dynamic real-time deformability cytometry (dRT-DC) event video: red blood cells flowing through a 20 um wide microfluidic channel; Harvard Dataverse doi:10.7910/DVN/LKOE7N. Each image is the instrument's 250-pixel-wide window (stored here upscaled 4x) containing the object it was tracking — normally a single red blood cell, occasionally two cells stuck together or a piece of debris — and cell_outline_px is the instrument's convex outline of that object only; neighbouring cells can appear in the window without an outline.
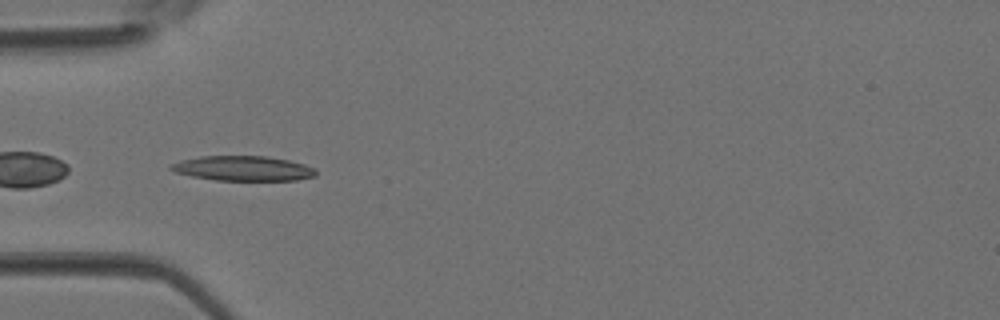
{"species": "Egyptian fruit bat (a non-hibernating species)", "species_latin": "Rousettus aegyptiacus", "temperature_condition": "room temperature", "stored_images_in_passage": 34, "camera_frame_rate_fps": 3000, "um_per_image_px": 0.085, "animal": {"sex": "female"}, "frame": {"image": 1, "passage_image": 6, "time_ms": 1.667, "image_size_px": [1000, 320], "cell_outline_px": [[316, 176], [296, 180], [216, 180], [192, 176], [176, 172], [168, 168], [172, 164], [180, 160], [200, 156], [268, 156], [288, 160], [304, 164], [316, 168]], "centroid_in_image_um": [20.68, 14.31], "position_along_channel_um": 64.3, "area_um2": 20.98}}
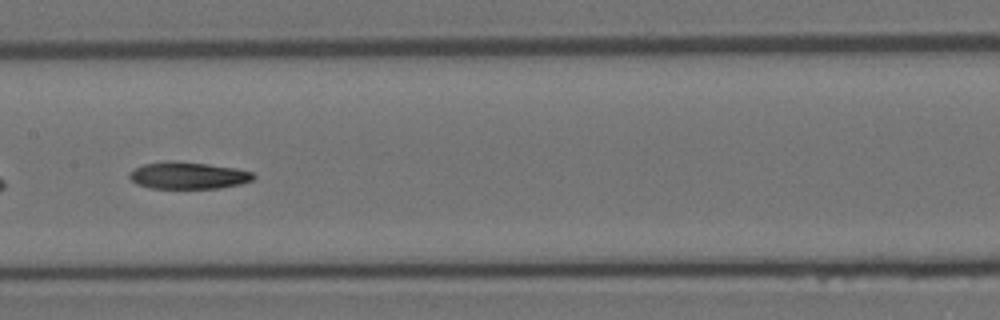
{"frame": {"image": 2, "passage_image": 14, "time_ms": 4.333, "image_size_px": [1000, 320], "cell_outline_px": [[256, 176], [252, 180], [240, 184], [220, 188], [148, 188], [136, 184], [128, 176], [128, 172], [144, 164], [168, 160], [172, 160], [208, 164], [236, 168], [252, 172]], "centroid_in_image_um": [15.97, 14.91], "position_along_channel_um": 191.4, "area_um2": 19.59}}
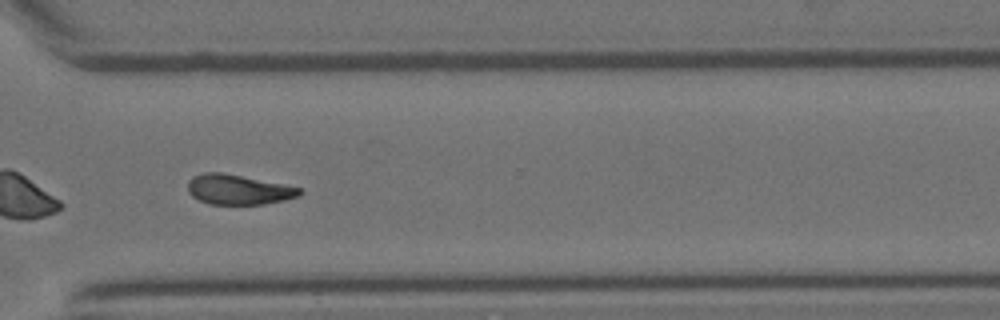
{"frame": {"image": 3, "passage_image": 24, "time_ms": 7.667, "image_size_px": [1000, 320], "cell_outline_px": [[304, 192], [300, 196], [284, 200], [264, 204], [208, 204], [192, 196], [188, 192], [188, 180], [192, 176], [204, 172], [224, 172], [284, 184], [300, 188]], "centroid_in_image_um": [20.26, 16.1], "position_along_channel_um": 350.3, "area_um2": 19.71}}